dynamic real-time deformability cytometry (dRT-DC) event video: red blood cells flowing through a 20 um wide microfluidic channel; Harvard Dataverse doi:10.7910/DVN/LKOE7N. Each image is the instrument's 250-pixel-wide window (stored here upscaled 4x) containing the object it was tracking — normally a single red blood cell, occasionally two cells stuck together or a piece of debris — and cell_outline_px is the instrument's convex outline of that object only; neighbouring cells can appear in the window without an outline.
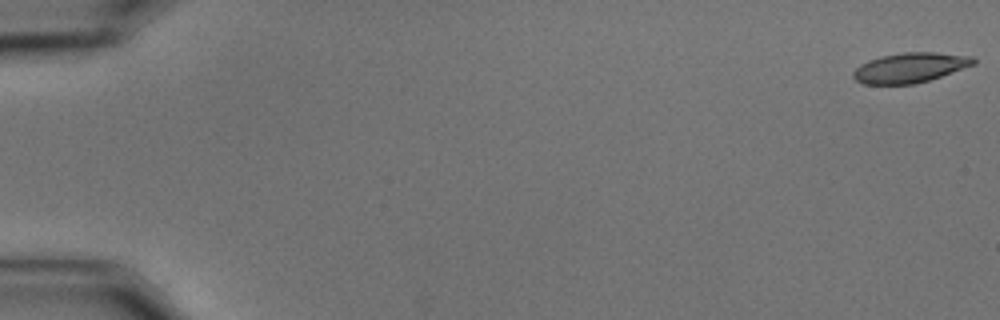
{"species": "common noctule bat (a hibernating species)", "species_latin": "Nyctalus noctula", "temperature_condition": "cold", "stored_images_in_passage": 58, "camera_frame_rate_fps": 3000, "um_per_image_px": 0.085, "animal": {"sex": "male", "body_mass_g": 15.6}, "frame": {"image": 1, "passage_image": 1, "time_ms": 0.0, "image_size_px": [1000, 320], "cell_outline_px": [[976, 64], [928, 80], [912, 84], [864, 84], [856, 80], [852, 76], [852, 72], [860, 64], [868, 60], [880, 56], [904, 52], [936, 52], [976, 56]], "centroid_in_image_um": [77.36, 5.73], "position_along_channel_um": 7.6, "area_um2": 21.04}}
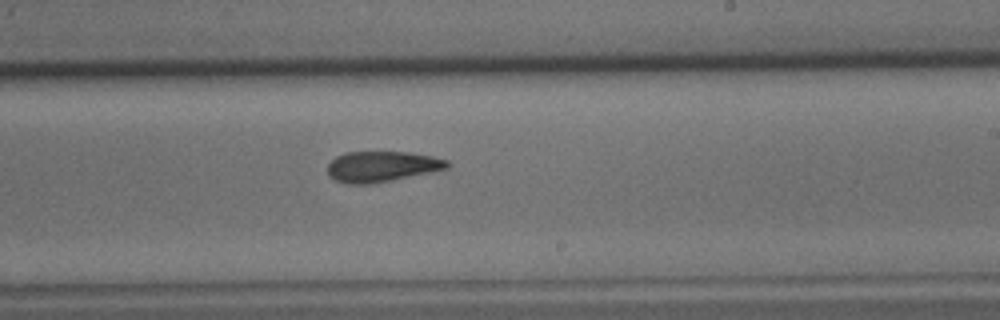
{"frame": {"image": 2, "passage_image": 36, "time_ms": 11.667, "image_size_px": [1000, 320], "cell_outline_px": [[452, 164], [448, 168], [392, 180], [368, 184], [348, 184], [336, 180], [328, 176], [328, 164], [336, 156], [344, 152], [408, 152], [432, 156], [448, 160]], "centroid_in_image_um": [32.45, 14.15], "position_along_channel_um": 256.6, "area_um2": 21.33}}
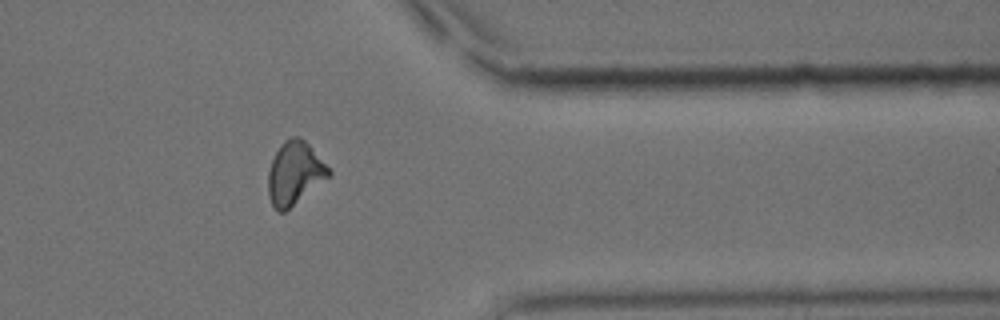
{"frame": {"image": 3, "passage_image": 48, "time_ms": 15.667, "image_size_px": [1000, 320], "cell_outline_px": [[332, 176], [284, 212], [280, 212], [272, 204], [268, 196], [268, 172], [272, 160], [280, 144], [284, 140], [292, 136], [300, 136], [308, 144], [332, 172]], "centroid_in_image_um": [25.05, 14.72], "position_along_channel_um": 386.3, "area_um2": 22.2}, "authors_computed_cell_mechanics": {"area_um2": 21.7906, "velocity_mm_per_s": 3.4935, "shape_relaxation_time_tau1_ms": 8.6545, "shape_relaxation_time_tau2_ms": 6.0134, "deformation_change_tau1": 0.1817, "deformation_change_tau2": 0.1418}}